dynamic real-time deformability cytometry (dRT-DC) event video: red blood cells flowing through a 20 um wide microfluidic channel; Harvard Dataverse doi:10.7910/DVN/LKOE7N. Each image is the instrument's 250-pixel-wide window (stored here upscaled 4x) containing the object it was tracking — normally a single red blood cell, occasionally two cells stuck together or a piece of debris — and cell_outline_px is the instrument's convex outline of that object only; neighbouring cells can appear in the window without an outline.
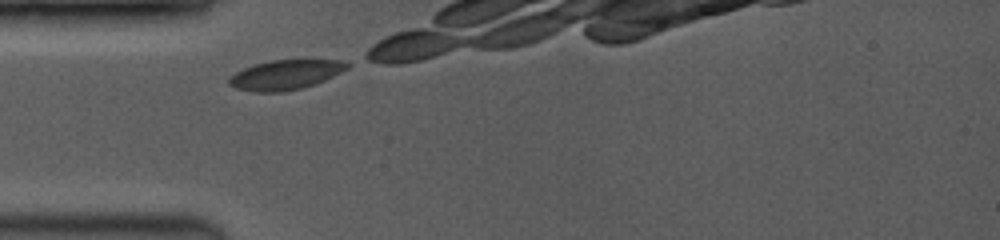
{"species": "common noctule bat (a hibernating species)", "species_latin": "Nyctalus noctula", "temperature_condition": "room temperature", "stored_images_in_passage": 2, "camera_frame_rate_fps": 3500, "um_per_image_px": 0.085, "animal": {"sex": "female", "body_mass_g": 19.0, "forearm_length_mm": 53.3}, "frame": {"image": 1, "passage_image": 1, "time_ms": 0.0, "image_size_px": [1000, 240], "cell_outline_px": [[348, 68], [324, 80], [300, 88], [280, 92], [252, 92], [236, 88], [228, 84], [228, 80], [236, 72], [252, 64], [268, 60], [344, 60], [348, 64]], "centroid_in_image_um": [24.21, 6.35], "position_along_channel_um": 60.8, "area_um2": 20.23}}